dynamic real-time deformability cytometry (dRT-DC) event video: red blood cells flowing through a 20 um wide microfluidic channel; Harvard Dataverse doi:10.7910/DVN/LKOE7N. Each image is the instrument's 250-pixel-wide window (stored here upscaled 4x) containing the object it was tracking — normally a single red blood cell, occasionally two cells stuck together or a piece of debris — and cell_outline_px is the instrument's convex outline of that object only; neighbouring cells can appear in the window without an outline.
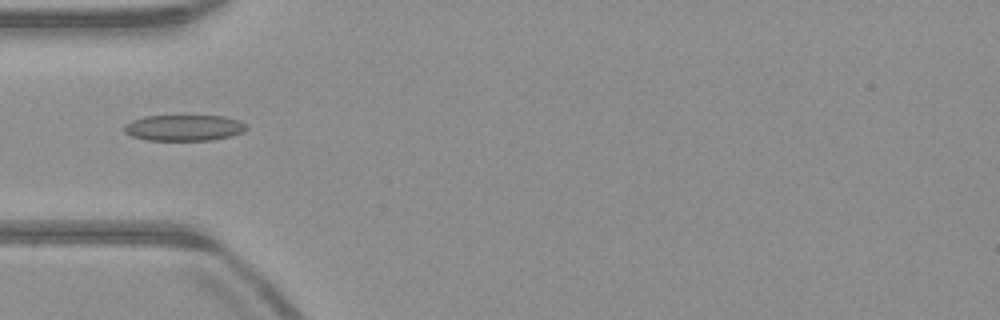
{"species": "common noctule bat (a hibernating species)", "species_latin": "Nyctalus noctula", "temperature_condition": "warm", "stored_images_in_passage": 36, "camera_frame_rate_fps": 3000, "um_per_image_px": 0.085, "animal": {"sex": "male", "body_mass_g": 23.1, "forearm_length_mm": 52.7}, "frame": {"image": 1, "passage_image": 1, "time_ms": 0.0, "image_size_px": [1000, 320], "cell_outline_px": [[248, 128], [244, 132], [232, 136], [212, 140], [148, 140], [132, 136], [124, 132], [124, 124], [132, 120], [144, 116], [224, 116], [240, 120]], "centroid_in_image_um": [15.65, 10.86], "position_along_channel_um": 69.3, "area_um2": 18.61}}
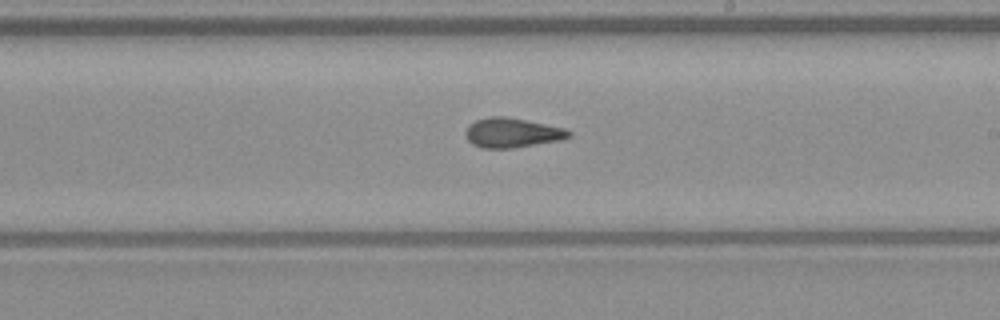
{"frame": {"image": 2, "passage_image": 14, "time_ms": 4.333, "image_size_px": [1000, 320], "cell_outline_px": [[572, 136], [564, 140], [512, 148], [484, 148], [472, 144], [468, 140], [464, 132], [468, 124], [476, 120], [488, 116], [504, 116], [564, 128], [572, 132]], "centroid_in_image_um": [43.53, 11.29], "position_along_channel_um": 245.5, "area_um2": 17.92}}
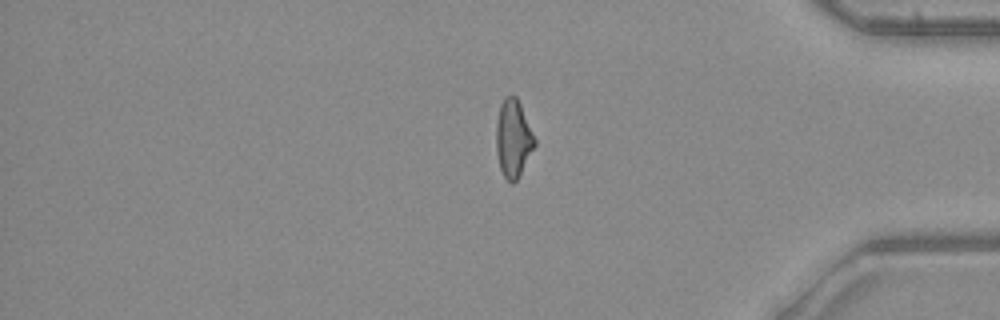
{"frame": {"image": 3, "passage_image": 27, "time_ms": 8.667, "image_size_px": [1000, 320], "cell_outline_px": [[536, 144], [516, 180], [512, 184], [504, 176], [500, 168], [496, 152], [496, 124], [500, 104], [504, 96], [516, 96], [520, 104], [536, 140]], "centroid_in_image_um": [43.61, 11.75], "position_along_channel_um": 391.6, "area_um2": 17.17}}